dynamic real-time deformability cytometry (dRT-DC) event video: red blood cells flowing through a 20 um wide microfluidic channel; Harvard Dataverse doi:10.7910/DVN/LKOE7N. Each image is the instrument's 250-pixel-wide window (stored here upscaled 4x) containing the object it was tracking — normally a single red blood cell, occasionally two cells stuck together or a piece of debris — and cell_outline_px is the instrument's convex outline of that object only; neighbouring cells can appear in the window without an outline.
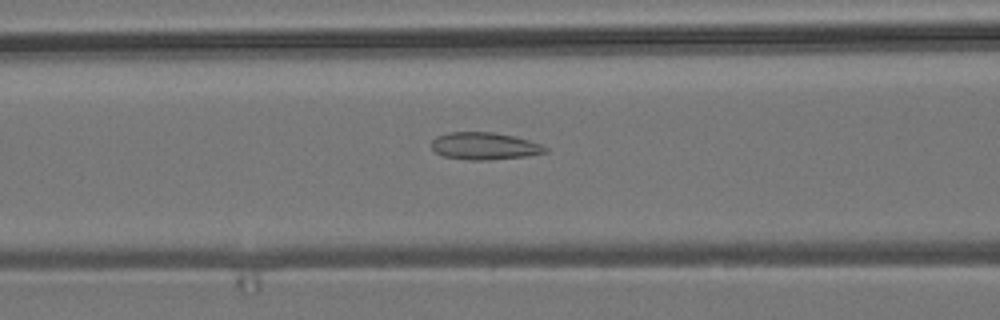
{"species": "common noctule bat (a hibernating species)", "species_latin": "Nyctalus noctula", "temperature_condition": "room temperature", "stored_images_in_passage": 39, "camera_frame_rate_fps": 3000, "um_per_image_px": 0.085, "animal": {"sex": "male", "body_mass_g": 19.2, "forearm_length_mm": 51.8}, "frame": {"image": 1, "passage_image": 11, "time_ms": 3.333, "image_size_px": [1000, 320], "cell_outline_px": [[548, 152], [528, 156], [488, 160], [472, 160], [444, 156], [436, 152], [432, 148], [432, 140], [436, 136], [448, 132], [492, 132], [516, 136], [540, 144], [548, 148]], "centroid_in_image_um": [41.2, 12.41], "position_along_channel_um": 125.4, "area_um2": 18.09}}
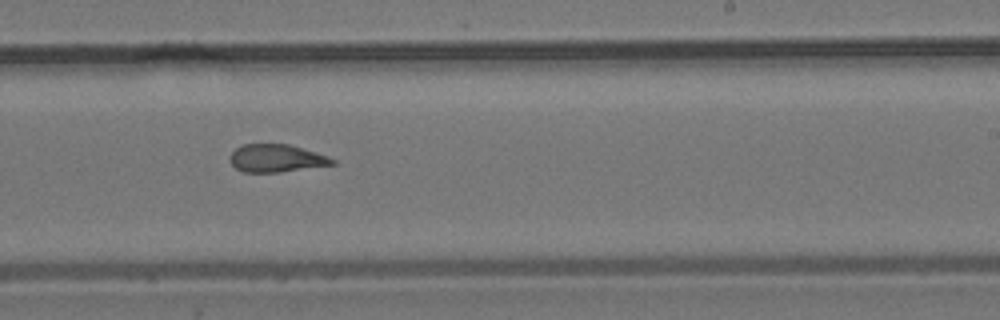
{"frame": {"image": 2, "passage_image": 22, "time_ms": 7.0, "image_size_px": [1000, 320], "cell_outline_px": [[336, 164], [280, 172], [244, 172], [236, 168], [232, 164], [228, 156], [240, 144], [288, 144], [328, 156], [336, 160]], "centroid_in_image_um": [23.47, 13.45], "position_along_channel_um": 265.5, "area_um2": 16.53}}
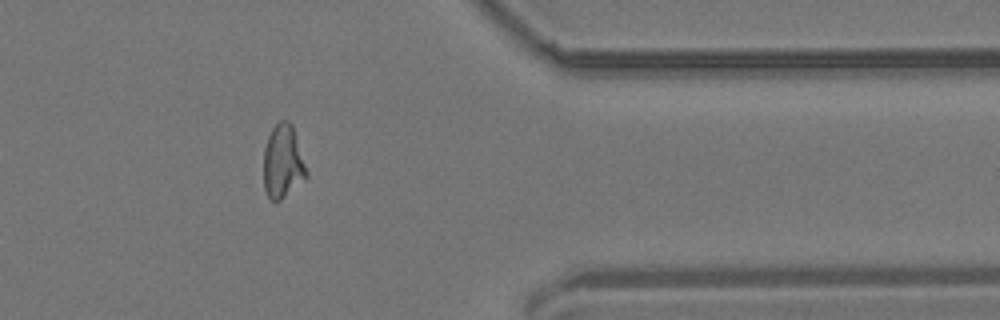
{"frame": {"image": 3, "passage_image": 33, "time_ms": 10.667, "image_size_px": [1000, 320], "cell_outline_px": [[308, 176], [280, 200], [272, 200], [268, 196], [264, 188], [264, 148], [268, 136], [272, 128], [280, 120], [288, 120], [292, 124], [308, 172]], "centroid_in_image_um": [24.04, 13.72], "position_along_channel_um": 387.4, "area_um2": 18.21}}